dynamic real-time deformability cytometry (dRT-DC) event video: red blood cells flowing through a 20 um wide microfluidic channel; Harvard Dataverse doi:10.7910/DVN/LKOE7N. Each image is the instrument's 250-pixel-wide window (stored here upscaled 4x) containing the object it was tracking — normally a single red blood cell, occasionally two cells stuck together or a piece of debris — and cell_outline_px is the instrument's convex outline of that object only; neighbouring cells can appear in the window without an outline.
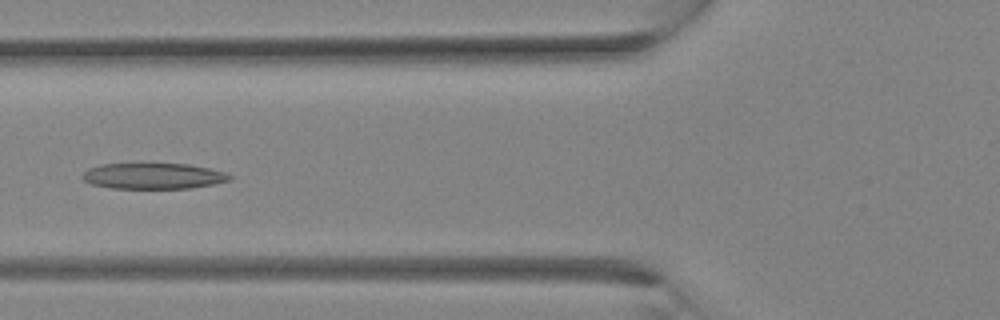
{"species": "Egyptian fruit bat (a non-hibernating species)", "species_latin": "Rousettus aegyptiacus", "temperature_condition": "room temperature", "stored_images_in_passage": 20, "camera_frame_rate_fps": 3000, "um_per_image_px": 0.085, "animal": {"sex": "female"}, "frame": {"image": 1, "passage_image": 11, "time_ms": 3.333, "image_size_px": [1000, 320], "cell_outline_px": [[236, 176], [232, 180], [192, 188], [112, 188], [92, 184], [84, 180], [80, 176], [88, 168], [100, 164], [188, 164], [228, 172]], "centroid_in_image_um": [13.08, 14.96], "position_along_channel_um": 112.7, "area_um2": 22.31}}
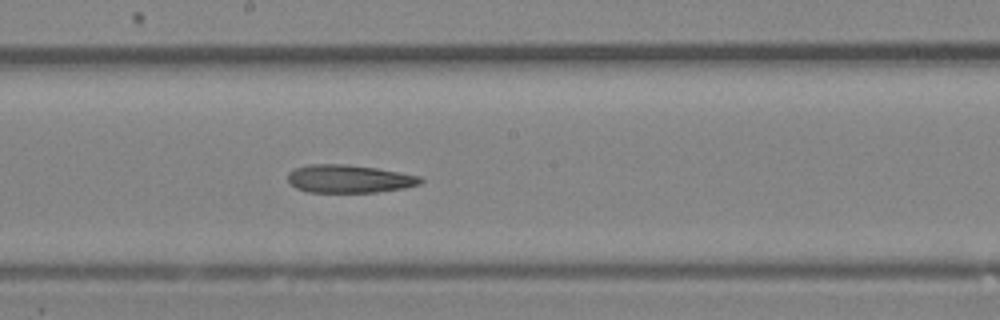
{"frame": {"image": 2, "passage_image": 16, "time_ms": 5.0, "image_size_px": [1000, 320], "cell_outline_px": [[424, 180], [420, 184], [404, 188], [376, 192], [308, 192], [296, 188], [288, 184], [288, 172], [296, 168], [308, 164], [348, 164], [376, 168], [400, 172], [420, 176]], "centroid_in_image_um": [29.66, 15.2], "position_along_channel_um": 218.5, "area_um2": 21.79}}
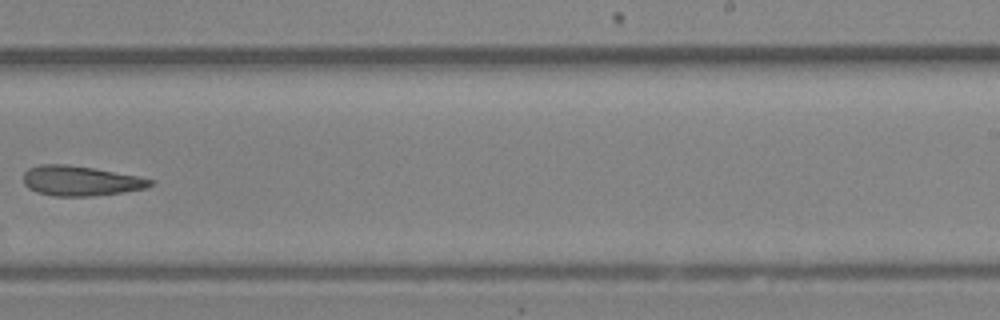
{"frame": {"image": 3, "passage_image": 19, "time_ms": 6.0, "image_size_px": [1000, 320], "cell_outline_px": [[152, 184], [144, 188], [124, 192], [92, 196], [52, 196], [36, 192], [28, 188], [24, 184], [24, 172], [28, 168], [40, 164], [64, 164], [92, 168], [136, 176], [152, 180]], "centroid_in_image_um": [6.77, 15.38], "position_along_channel_um": 282.2, "area_um2": 21.91}}